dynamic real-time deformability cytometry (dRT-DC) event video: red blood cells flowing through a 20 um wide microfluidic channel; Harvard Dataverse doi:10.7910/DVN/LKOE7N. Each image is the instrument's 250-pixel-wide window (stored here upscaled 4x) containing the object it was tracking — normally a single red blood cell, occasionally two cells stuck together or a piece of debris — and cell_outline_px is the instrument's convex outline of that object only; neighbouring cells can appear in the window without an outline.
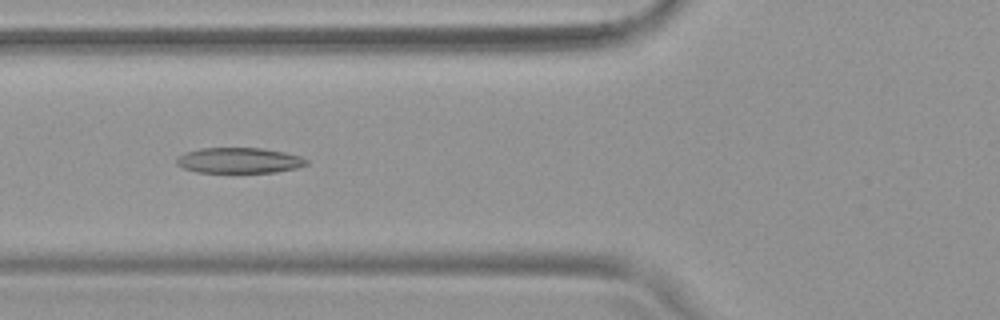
{"species": "common noctule bat (a hibernating species)", "species_latin": "Nyctalus noctula", "temperature_condition": "warm", "stored_images_in_passage": 54, "camera_frame_rate_fps": 3000, "um_per_image_px": 0.085, "animal": {"sex": "female", "body_mass_g": 19.9}, "frame": {"image": 1, "passage_image": 21, "time_ms": 6.667, "image_size_px": [1000, 320], "cell_outline_px": [[308, 164], [296, 168], [276, 172], [196, 172], [184, 168], [176, 164], [176, 156], [184, 152], [200, 148], [260, 148], [284, 152], [300, 156], [308, 160]], "centroid_in_image_um": [20.29, 13.63], "position_along_channel_um": 105.5, "area_um2": 19.36}}
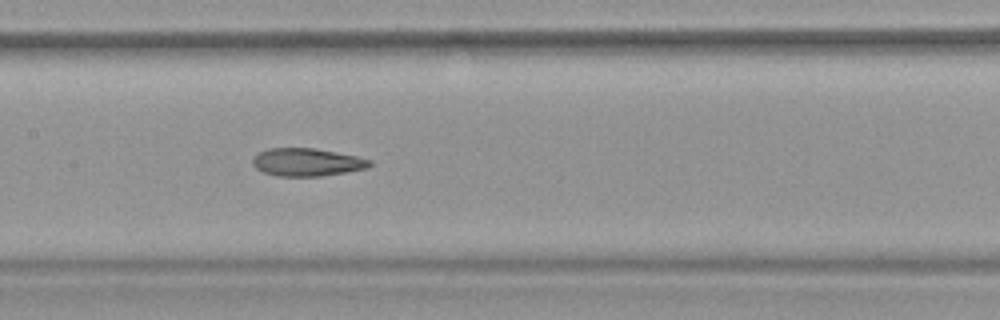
{"frame": {"image": 2, "passage_image": 27, "time_ms": 8.667, "image_size_px": [1000, 320], "cell_outline_px": [[372, 164], [368, 168], [320, 176], [276, 176], [264, 172], [256, 168], [252, 164], [252, 160], [260, 152], [268, 148], [316, 148], [356, 156], [372, 160]], "centroid_in_image_um": [26.1, 13.78], "position_along_channel_um": 181.3, "area_um2": 18.9}}
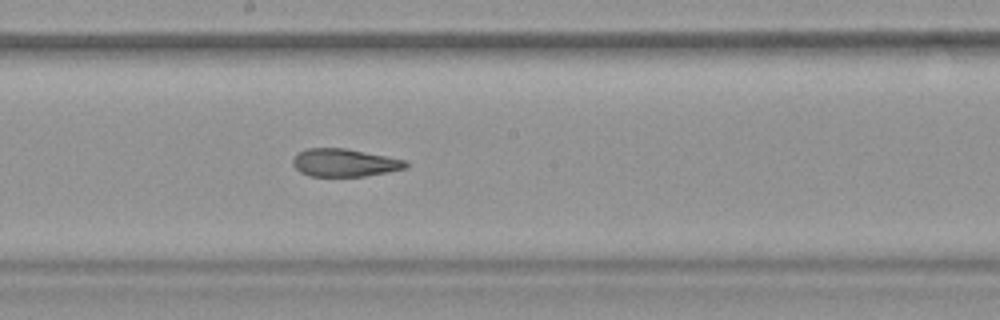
{"frame": {"image": 3, "passage_image": 30, "time_ms": 9.667, "image_size_px": [1000, 320], "cell_outline_px": [[408, 168], [388, 172], [364, 176], [308, 176], [300, 172], [292, 164], [292, 160], [300, 152], [308, 148], [344, 148], [388, 156], [408, 160]], "centroid_in_image_um": [29.33, 13.83], "position_along_channel_um": 218.9, "area_um2": 18.38}, "authors_computed_cell_mechanics": {"area_um2": 20.808, "velocity_mm_per_s": 3.7781, "shape_relaxation_time_tau1_ms": 5.9507, "shape_relaxation_time_tau2_ms": 3.1926, "deformation_change_tau1": 0.1982, "deformation_change_tau2": 0.1282}}